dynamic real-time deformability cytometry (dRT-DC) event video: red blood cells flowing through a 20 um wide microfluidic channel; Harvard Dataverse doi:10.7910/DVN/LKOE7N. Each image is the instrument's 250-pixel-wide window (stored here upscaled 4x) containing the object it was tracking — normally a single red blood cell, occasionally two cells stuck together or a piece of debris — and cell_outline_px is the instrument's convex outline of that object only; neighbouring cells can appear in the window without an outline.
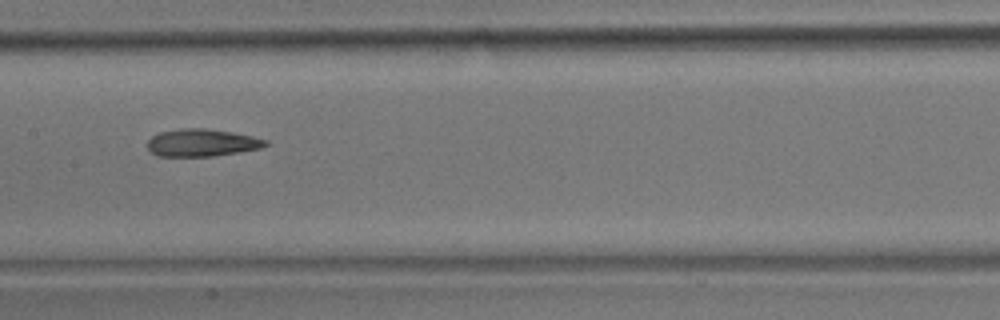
{"species": "common noctule bat (a hibernating species)", "species_latin": "Nyctalus noctula", "temperature_condition": "room temperature", "stored_images_in_passage": 15, "camera_frame_rate_fps": 3000, "um_per_image_px": 0.085, "animal": {"sex": "male", "body_mass_g": 17.9}, "frame": {"image": 1, "passage_image": 8, "time_ms": 2.333, "image_size_px": [1000, 320], "cell_outline_px": [[268, 144], [260, 148], [212, 156], [156, 156], [148, 148], [148, 140], [152, 136], [160, 132], [184, 128], [208, 128], [232, 132], [252, 136], [268, 140]], "centroid_in_image_um": [17.15, 12.12], "position_along_channel_um": 190.3, "area_um2": 18.73}}
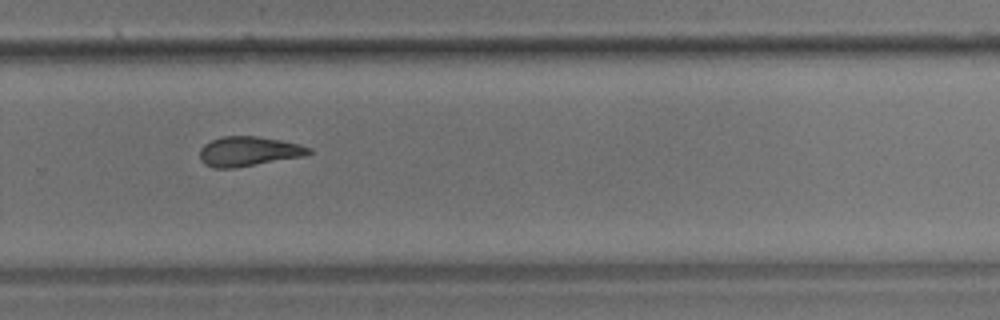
{"frame": {"image": 2, "passage_image": 11, "time_ms": 3.333, "image_size_px": [1000, 320], "cell_outline_px": [[312, 152], [304, 156], [232, 168], [212, 168], [204, 164], [200, 160], [200, 148], [204, 144], [220, 136], [256, 136], [280, 140], [300, 144], [312, 148]], "centroid_in_image_um": [21.11, 12.86], "position_along_channel_um": 308.7, "area_um2": 18.84}}
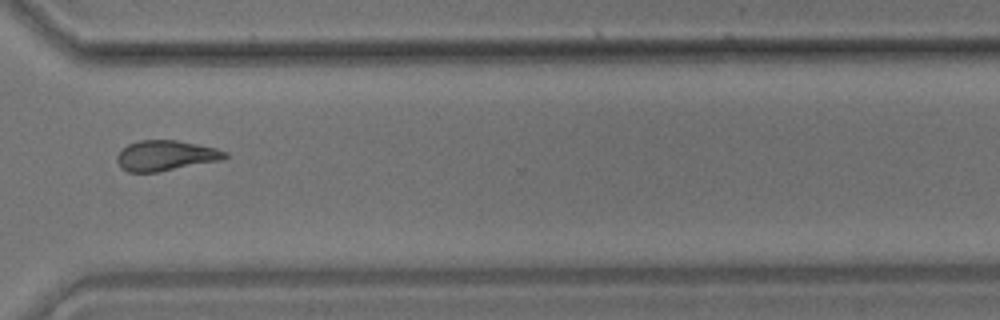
{"frame": {"image": 3, "passage_image": 12, "time_ms": 3.667, "image_size_px": [1000, 320], "cell_outline_px": [[228, 156], [220, 160], [156, 172], [128, 172], [120, 168], [116, 160], [116, 156], [128, 144], [140, 140], [176, 140], [216, 148], [228, 152]], "centroid_in_image_um": [14.05, 13.22], "position_along_channel_um": 356.5, "area_um2": 18.9}}